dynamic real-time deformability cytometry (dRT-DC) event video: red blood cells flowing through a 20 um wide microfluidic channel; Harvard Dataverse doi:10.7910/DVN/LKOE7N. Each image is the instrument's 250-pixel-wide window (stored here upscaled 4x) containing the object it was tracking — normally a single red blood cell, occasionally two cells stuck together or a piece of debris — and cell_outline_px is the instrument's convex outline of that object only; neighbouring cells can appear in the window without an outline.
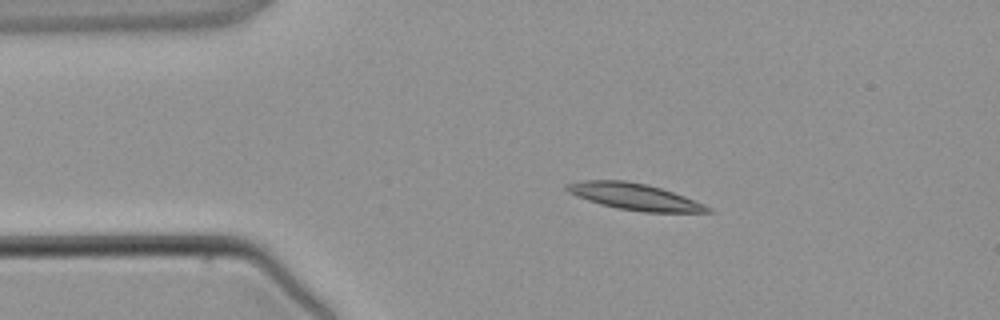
{"species": "common noctule bat (a hibernating species)", "species_latin": "Nyctalus noctula", "temperature_condition": "warm", "stored_images_in_passage": 2, "camera_frame_rate_fps": 3000, "um_per_image_px": 0.085, "animal": {"sex": "male", "body_mass_g": 21.5, "forearm_length_mm": 52.0}, "frame": {"image": 1, "passage_image": 1, "time_ms": 0.0, "image_size_px": [1000, 320], "cell_outline_px": [[716, 212], [644, 212], [616, 208], [600, 204], [576, 196], [568, 192], [564, 188], [564, 184], [584, 180], [624, 180], [648, 184], [684, 196], [704, 204], [712, 208]], "centroid_in_image_um": [53.92, 16.71], "position_along_channel_um": 31.1, "area_um2": 21.79}}